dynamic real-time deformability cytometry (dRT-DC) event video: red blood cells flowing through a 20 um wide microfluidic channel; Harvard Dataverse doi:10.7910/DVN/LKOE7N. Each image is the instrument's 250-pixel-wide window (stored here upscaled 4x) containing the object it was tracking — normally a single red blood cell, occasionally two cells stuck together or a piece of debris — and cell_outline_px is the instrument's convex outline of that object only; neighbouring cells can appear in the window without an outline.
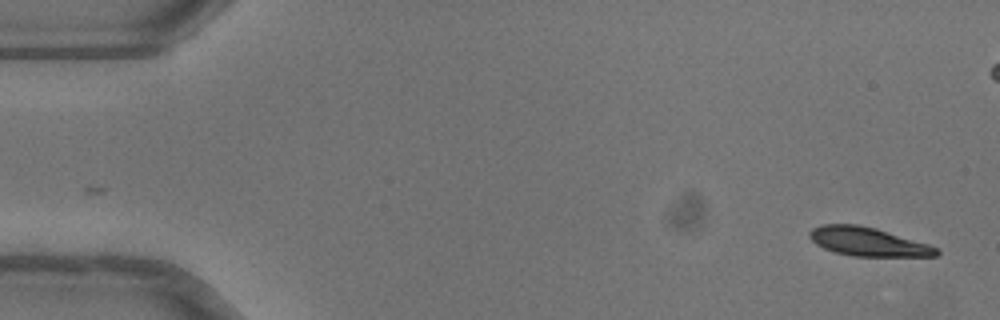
{"species": "common noctule bat (a hibernating species)", "species_latin": "Nyctalus noctula", "temperature_condition": "warm", "stored_images_in_passage": 51, "camera_frame_rate_fps": 3000, "um_per_image_px": 0.085, "animal": {"sex": "female"}, "frame": {"image": 1, "passage_image": 1, "time_ms": 0.0, "image_size_px": [1000, 320], "cell_outline_px": [[940, 252], [936, 256], [852, 256], [836, 252], [824, 248], [816, 244], [808, 236], [808, 232], [812, 228], [820, 224], [856, 224], [876, 228], [928, 244], [936, 248]], "centroid_in_image_um": [73.73, 20.53], "position_along_channel_um": 11.3, "area_um2": 21.1}}
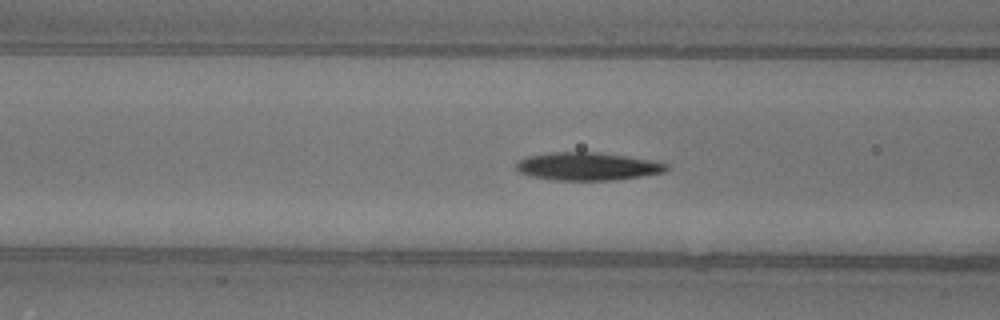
{"frame": {"image": 2, "passage_image": 19, "time_ms": 6.0, "image_size_px": [1000, 320], "cell_outline_px": [[668, 168], [664, 172], [616, 180], [552, 180], [532, 176], [516, 172], [516, 164], [520, 160], [528, 156], [552, 152], [596, 152], [652, 160], [668, 164]], "centroid_in_image_um": [49.91, 14.14], "position_along_channel_um": 116.7, "area_um2": 24.33}}
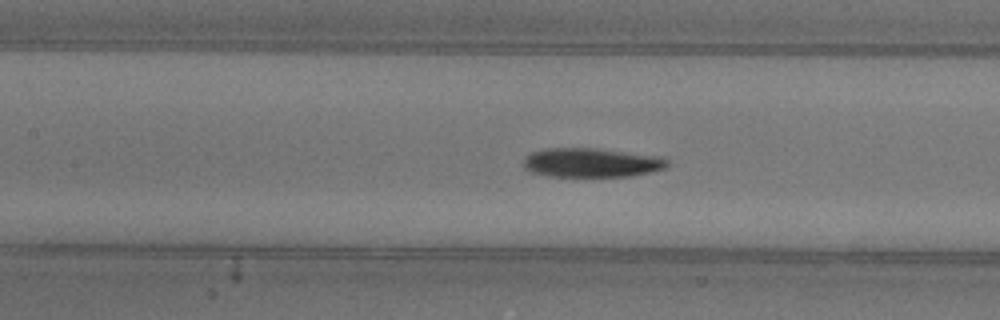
{"frame": {"image": 3, "passage_image": 22, "time_ms": 7.0, "image_size_px": [1000, 320], "cell_outline_px": [[668, 168], [632, 176], [548, 176], [532, 172], [524, 168], [524, 156], [532, 152], [544, 148], [592, 148], [664, 156], [668, 160]], "centroid_in_image_um": [50.31, 13.82], "position_along_channel_um": 157.1, "area_um2": 24.62}, "authors_computed_cell_mechanics": {"area_um2": 23.3512, "velocity_mm_per_s": 4.0351, "shape_relaxation_time_tau1_ms": 4.7612, "shape_relaxation_time_tau2_ms": null, "deformation_change_tau1": 0.1782, "deformation_change_tau2": null}}